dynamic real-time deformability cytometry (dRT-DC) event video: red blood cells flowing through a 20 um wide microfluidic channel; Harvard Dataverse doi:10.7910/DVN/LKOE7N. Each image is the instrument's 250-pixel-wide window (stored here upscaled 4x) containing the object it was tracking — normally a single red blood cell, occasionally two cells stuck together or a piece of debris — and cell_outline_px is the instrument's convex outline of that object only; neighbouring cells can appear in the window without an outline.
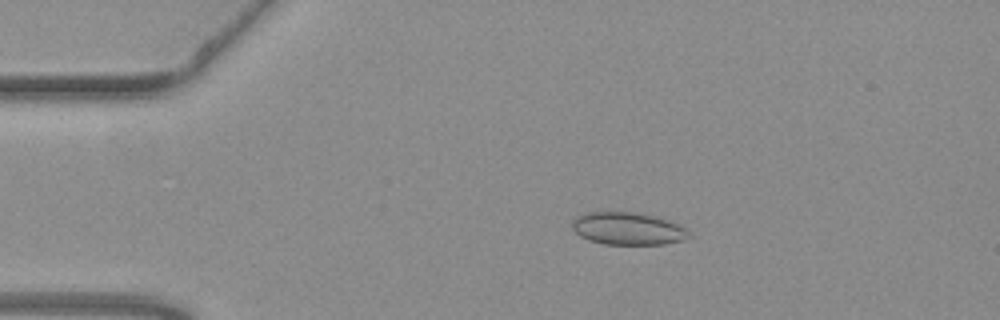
{"species": "common noctule bat (a hibernating species)", "species_latin": "Nyctalus noctula", "temperature_condition": "warm", "stored_images_in_passage": 55, "camera_frame_rate_fps": 3000, "um_per_image_px": 0.085, "animal": {"sex": "female", "body_mass_g": 19.3, "forearm_length_mm": 54.1}, "frame": {"image": 1, "passage_image": 11, "time_ms": 3.333, "image_size_px": [1000, 320], "cell_outline_px": [[692, 236], [684, 240], [664, 244], [604, 244], [588, 240], [580, 236], [572, 228], [572, 220], [576, 216], [584, 212], [636, 212], [656, 216], [668, 220], [684, 228]], "centroid_in_image_um": [53.34, 19.43], "position_along_channel_um": 31.7, "area_um2": 22.2}}
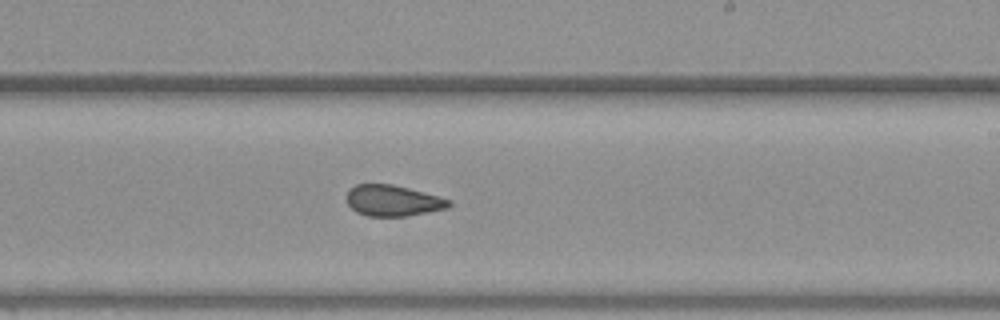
{"frame": {"image": 2, "passage_image": 33, "time_ms": 10.667, "image_size_px": [1000, 320], "cell_outline_px": [[452, 204], [448, 208], [408, 216], [368, 216], [356, 212], [348, 204], [348, 192], [356, 184], [392, 184], [440, 196], [452, 200]], "centroid_in_image_um": [33.45, 17.06], "position_along_channel_um": 255.6, "area_um2": 18.44}}
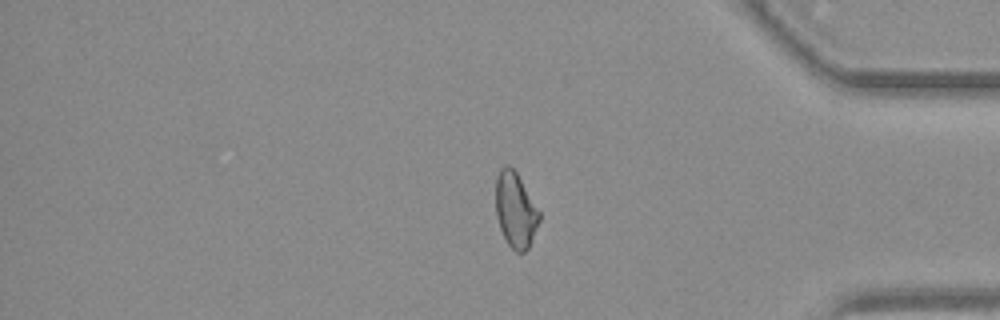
{"frame": {"image": 3, "passage_image": 46, "time_ms": 15.0, "image_size_px": [1000, 320], "cell_outline_px": [[540, 220], [528, 248], [524, 252], [516, 252], [508, 244], [500, 228], [496, 216], [496, 176], [500, 168], [504, 164], [508, 164], [516, 172], [540, 212]], "centroid_in_image_um": [43.8, 17.83], "position_along_channel_um": 391.4, "area_um2": 18.96}, "authors_computed_cell_mechanics": {"area_um2": 19.8254, "velocity_mm_per_s": 3.7174, "shape_relaxation_time_tau1_ms": null, "shape_relaxation_time_tau2_ms": 1.7316, "deformation_change_tau1": null, "deformation_change_tau2": 0.0707}}